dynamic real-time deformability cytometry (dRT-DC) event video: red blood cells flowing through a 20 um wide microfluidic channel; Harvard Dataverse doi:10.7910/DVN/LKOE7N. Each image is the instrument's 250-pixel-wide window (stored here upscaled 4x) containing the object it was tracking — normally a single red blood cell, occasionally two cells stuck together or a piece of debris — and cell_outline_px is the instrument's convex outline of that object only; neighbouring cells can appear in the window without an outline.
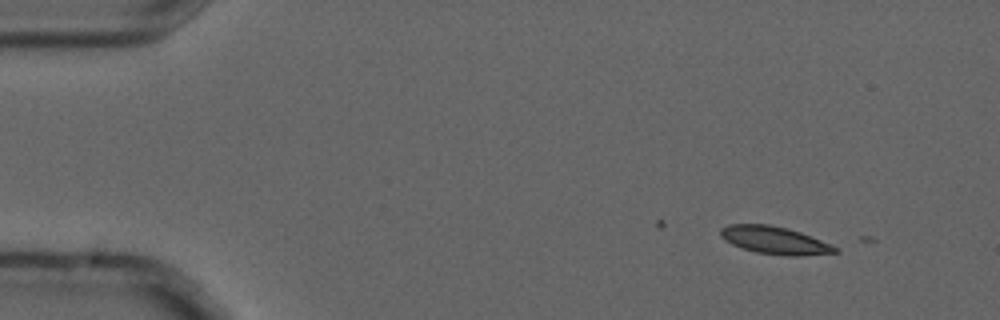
{"species": "common noctule bat (a hibernating species)", "species_latin": "Nyctalus noctula", "temperature_condition": "cold", "stored_images_in_passage": 2, "camera_frame_rate_fps": 3000, "um_per_image_px": 0.085, "animal": {"sex": "male", "forearm_length_mm": 52.5}, "frame": {"image": 1, "passage_image": 1, "time_ms": 0.0, "image_size_px": [1000, 320], "cell_outline_px": [[840, 252], [800, 256], [788, 256], [756, 252], [740, 248], [724, 240], [720, 236], [720, 228], [728, 224], [768, 224], [788, 228], [800, 232], [832, 244], [840, 248]], "centroid_in_image_um": [65.86, 20.42], "position_along_channel_um": 19.1, "area_um2": 18.67}}